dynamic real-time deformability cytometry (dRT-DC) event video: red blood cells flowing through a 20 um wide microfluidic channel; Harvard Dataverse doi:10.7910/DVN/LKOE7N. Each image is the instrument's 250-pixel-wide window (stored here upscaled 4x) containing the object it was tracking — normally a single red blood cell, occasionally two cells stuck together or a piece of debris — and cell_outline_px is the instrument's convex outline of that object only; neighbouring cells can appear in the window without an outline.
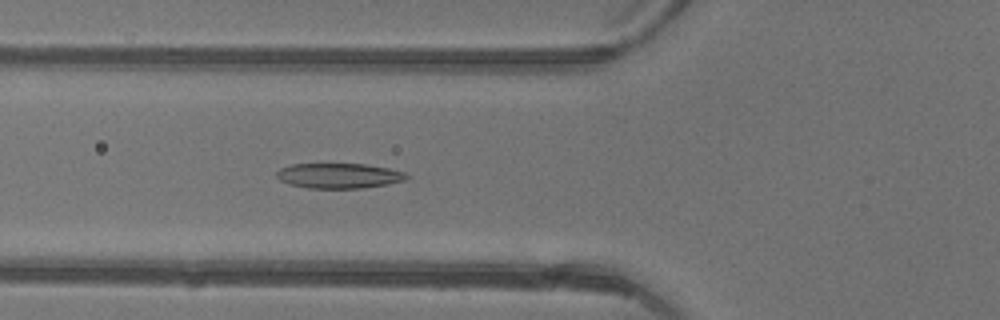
{"species": "common noctule bat (a hibernating species)", "species_latin": "Nyctalus noctula", "temperature_condition": "warm", "stored_images_in_passage": 31, "camera_frame_rate_fps": 3000, "um_per_image_px": 0.085, "animal": {"sex": "female"}, "frame": {"image": 1, "passage_image": 3, "time_ms": 0.667, "image_size_px": [1000, 320], "cell_outline_px": [[408, 176], [404, 180], [388, 184], [364, 188], [308, 188], [288, 184], [280, 180], [276, 176], [276, 172], [280, 168], [292, 164], [368, 164], [388, 168], [404, 172]], "centroid_in_image_um": [28.78, 14.94], "position_along_channel_um": 97.0, "area_um2": 19.02}}
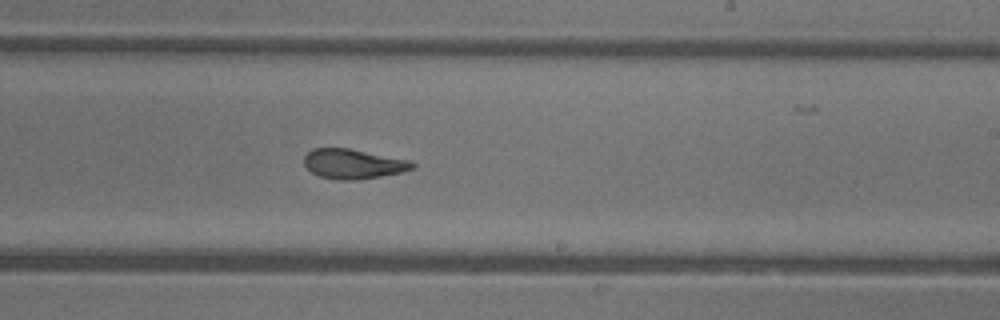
{"frame": {"image": 2, "passage_image": 14, "time_ms": 4.333, "image_size_px": [1000, 320], "cell_outline_px": [[416, 168], [400, 172], [380, 176], [356, 180], [336, 180], [320, 176], [312, 172], [304, 164], [304, 156], [312, 148], [348, 148], [408, 160], [416, 164]], "centroid_in_image_um": [30.01, 13.93], "position_along_channel_um": 259.0, "area_um2": 18.61}}
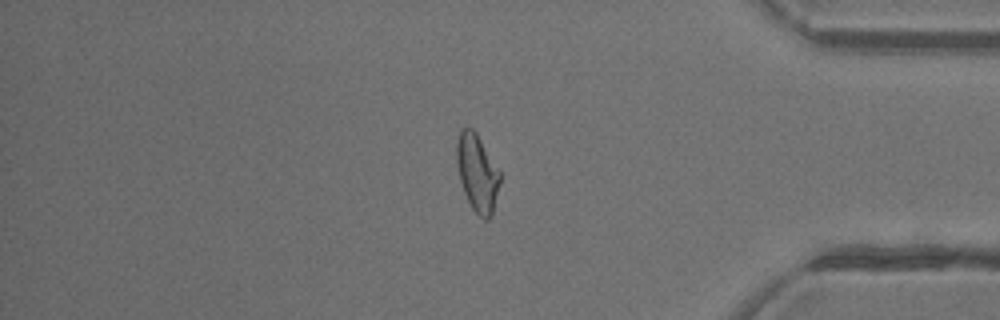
{"frame": {"image": 3, "passage_image": 25, "time_ms": 8.0, "image_size_px": [1000, 320], "cell_outline_px": [[500, 180], [492, 216], [488, 220], [484, 220], [472, 208], [464, 192], [460, 180], [456, 160], [456, 140], [460, 128], [472, 128], [476, 132], [500, 172]], "centroid_in_image_um": [40.55, 14.68], "position_along_channel_um": 394.7, "area_um2": 19.42}}